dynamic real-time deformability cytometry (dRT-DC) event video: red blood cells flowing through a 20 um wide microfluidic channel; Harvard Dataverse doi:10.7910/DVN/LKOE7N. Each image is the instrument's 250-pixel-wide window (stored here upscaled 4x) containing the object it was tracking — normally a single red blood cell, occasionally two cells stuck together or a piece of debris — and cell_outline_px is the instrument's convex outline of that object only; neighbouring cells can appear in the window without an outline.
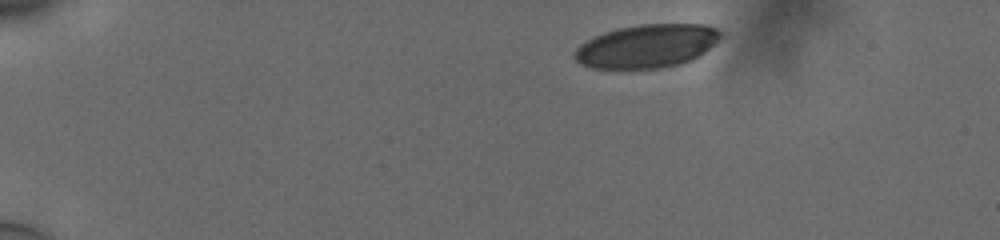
{"species": "human", "species_latin": "Homo sapiens", "temperature_condition": "cold", "stored_images_in_passage": 47, "camera_frame_rate_fps": 3000, "um_per_image_px": 0.085, "donor": {"sex": "male"}, "frame": {"image": 1, "passage_image": 1, "time_ms": 0.0, "image_size_px": [1000, 240], "cell_outline_px": [[720, 36], [704, 52], [692, 60], [680, 64], [660, 68], [592, 68], [580, 64], [572, 56], [576, 48], [580, 44], [604, 32], [620, 28], [640, 24], [704, 24], [716, 28], [720, 32]], "centroid_in_image_um": [54.95, 3.92], "position_along_channel_um": 30.1, "area_um2": 36.59}}
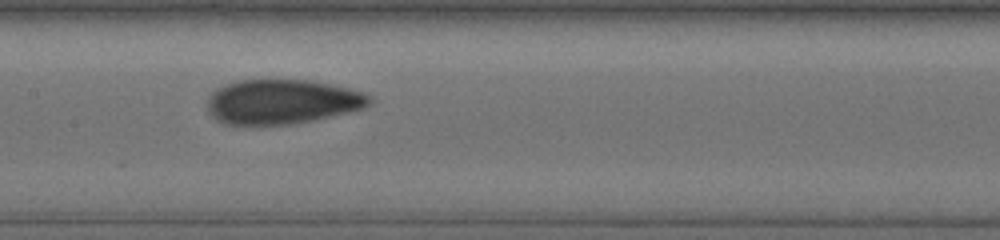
{"frame": {"image": 2, "passage_image": 21, "time_ms": 6.667, "image_size_px": [1000, 240], "cell_outline_px": [[372, 104], [364, 108], [348, 112], [312, 120], [292, 124], [224, 124], [216, 120], [208, 112], [208, 96], [216, 88], [236, 80], [308, 80], [348, 88], [372, 96]], "centroid_in_image_um": [23.95, 8.64], "position_along_channel_um": 183.4, "area_um2": 42.02}}
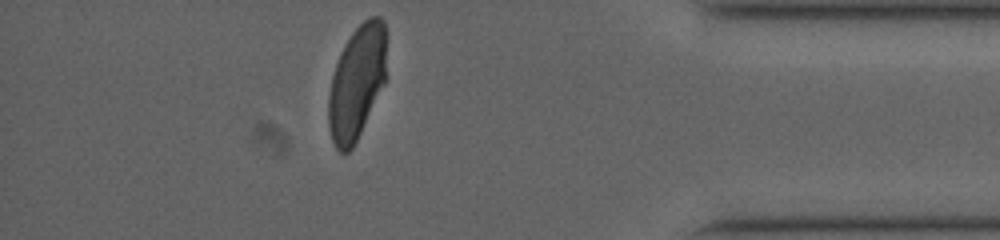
{"frame": {"image": 3, "passage_image": 41, "time_ms": 13.333, "image_size_px": [1000, 240], "cell_outline_px": [[388, 76], [352, 148], [348, 152], [340, 152], [336, 148], [332, 140], [328, 128], [328, 96], [332, 76], [340, 52], [352, 32], [368, 16], [380, 16], [384, 20]], "centroid_in_image_um": [30.34, 6.96], "position_along_channel_um": 404.9, "area_um2": 38.73}, "authors_computed_cell_mechanics": {"area_um2": 41.1536, "velocity_mm_per_s": 3.7481, "shape_relaxation_time_tau1_ms": 8.8227, "shape_relaxation_time_tau2_ms": 0.9517, "deformation_change_tau1": 0.2215, "deformation_change_tau2": 0.0597}}